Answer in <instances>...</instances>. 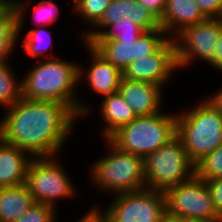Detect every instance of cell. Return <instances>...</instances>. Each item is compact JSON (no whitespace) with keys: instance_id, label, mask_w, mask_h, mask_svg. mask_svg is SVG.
Instances as JSON below:
<instances>
[{"instance_id":"cell-34","label":"cell","mask_w":222,"mask_h":222,"mask_svg":"<svg viewBox=\"0 0 222 222\" xmlns=\"http://www.w3.org/2000/svg\"><path fill=\"white\" fill-rule=\"evenodd\" d=\"M17 0H0V13L7 14L16 10Z\"/></svg>"},{"instance_id":"cell-27","label":"cell","mask_w":222,"mask_h":222,"mask_svg":"<svg viewBox=\"0 0 222 222\" xmlns=\"http://www.w3.org/2000/svg\"><path fill=\"white\" fill-rule=\"evenodd\" d=\"M58 210L48 204L34 203L28 211L15 222H60Z\"/></svg>"},{"instance_id":"cell-12","label":"cell","mask_w":222,"mask_h":222,"mask_svg":"<svg viewBox=\"0 0 222 222\" xmlns=\"http://www.w3.org/2000/svg\"><path fill=\"white\" fill-rule=\"evenodd\" d=\"M177 71L175 41L170 38L156 53L128 65L122 78L150 82L166 89L177 76Z\"/></svg>"},{"instance_id":"cell-2","label":"cell","mask_w":222,"mask_h":222,"mask_svg":"<svg viewBox=\"0 0 222 222\" xmlns=\"http://www.w3.org/2000/svg\"><path fill=\"white\" fill-rule=\"evenodd\" d=\"M35 61L22 75L23 98L63 103L80 118V121L95 112L91 101L89 103L86 97L82 98L78 93L79 62L76 59L71 61L58 56Z\"/></svg>"},{"instance_id":"cell-32","label":"cell","mask_w":222,"mask_h":222,"mask_svg":"<svg viewBox=\"0 0 222 222\" xmlns=\"http://www.w3.org/2000/svg\"><path fill=\"white\" fill-rule=\"evenodd\" d=\"M208 66L212 67V69L218 70L217 72L222 73V31L215 46L213 61Z\"/></svg>"},{"instance_id":"cell-11","label":"cell","mask_w":222,"mask_h":222,"mask_svg":"<svg viewBox=\"0 0 222 222\" xmlns=\"http://www.w3.org/2000/svg\"><path fill=\"white\" fill-rule=\"evenodd\" d=\"M170 37L160 27L144 31L134 42L115 39H92L89 44L121 72L132 62L156 53Z\"/></svg>"},{"instance_id":"cell-23","label":"cell","mask_w":222,"mask_h":222,"mask_svg":"<svg viewBox=\"0 0 222 222\" xmlns=\"http://www.w3.org/2000/svg\"><path fill=\"white\" fill-rule=\"evenodd\" d=\"M112 0H72L69 7L71 15L75 16L85 24L88 29L81 31L79 41L89 32L101 19L105 10L108 8ZM77 15V16H76Z\"/></svg>"},{"instance_id":"cell-25","label":"cell","mask_w":222,"mask_h":222,"mask_svg":"<svg viewBox=\"0 0 222 222\" xmlns=\"http://www.w3.org/2000/svg\"><path fill=\"white\" fill-rule=\"evenodd\" d=\"M195 175L203 181L222 178V144L195 164Z\"/></svg>"},{"instance_id":"cell-28","label":"cell","mask_w":222,"mask_h":222,"mask_svg":"<svg viewBox=\"0 0 222 222\" xmlns=\"http://www.w3.org/2000/svg\"><path fill=\"white\" fill-rule=\"evenodd\" d=\"M211 193L214 207L222 217V178L205 181Z\"/></svg>"},{"instance_id":"cell-33","label":"cell","mask_w":222,"mask_h":222,"mask_svg":"<svg viewBox=\"0 0 222 222\" xmlns=\"http://www.w3.org/2000/svg\"><path fill=\"white\" fill-rule=\"evenodd\" d=\"M205 98L222 113V87L219 86L212 93L207 94Z\"/></svg>"},{"instance_id":"cell-6","label":"cell","mask_w":222,"mask_h":222,"mask_svg":"<svg viewBox=\"0 0 222 222\" xmlns=\"http://www.w3.org/2000/svg\"><path fill=\"white\" fill-rule=\"evenodd\" d=\"M62 155L54 157H33L29 163L26 185L35 203L48 204L56 210L60 200H74L79 187L75 184L64 165ZM62 159V160H61ZM63 164V165H62ZM77 185V186H76Z\"/></svg>"},{"instance_id":"cell-9","label":"cell","mask_w":222,"mask_h":222,"mask_svg":"<svg viewBox=\"0 0 222 222\" xmlns=\"http://www.w3.org/2000/svg\"><path fill=\"white\" fill-rule=\"evenodd\" d=\"M111 202V203H110ZM105 209L108 222H160L166 214L164 191L144 188L113 195Z\"/></svg>"},{"instance_id":"cell-22","label":"cell","mask_w":222,"mask_h":222,"mask_svg":"<svg viewBox=\"0 0 222 222\" xmlns=\"http://www.w3.org/2000/svg\"><path fill=\"white\" fill-rule=\"evenodd\" d=\"M13 66L12 61H0V111L22 98V78L18 79Z\"/></svg>"},{"instance_id":"cell-5","label":"cell","mask_w":222,"mask_h":222,"mask_svg":"<svg viewBox=\"0 0 222 222\" xmlns=\"http://www.w3.org/2000/svg\"><path fill=\"white\" fill-rule=\"evenodd\" d=\"M162 110L150 116L136 117L107 139L118 149L145 158L177 135V113Z\"/></svg>"},{"instance_id":"cell-30","label":"cell","mask_w":222,"mask_h":222,"mask_svg":"<svg viewBox=\"0 0 222 222\" xmlns=\"http://www.w3.org/2000/svg\"><path fill=\"white\" fill-rule=\"evenodd\" d=\"M92 205V208L90 207L86 212H84L85 214L83 213V215H79V217L81 218L77 219L76 222H108L105 213L101 210V205Z\"/></svg>"},{"instance_id":"cell-20","label":"cell","mask_w":222,"mask_h":222,"mask_svg":"<svg viewBox=\"0 0 222 222\" xmlns=\"http://www.w3.org/2000/svg\"><path fill=\"white\" fill-rule=\"evenodd\" d=\"M35 203L26 184L0 188V222H15Z\"/></svg>"},{"instance_id":"cell-15","label":"cell","mask_w":222,"mask_h":222,"mask_svg":"<svg viewBox=\"0 0 222 222\" xmlns=\"http://www.w3.org/2000/svg\"><path fill=\"white\" fill-rule=\"evenodd\" d=\"M165 89L156 84L122 78L118 93L132 108L136 117L150 116L165 107Z\"/></svg>"},{"instance_id":"cell-14","label":"cell","mask_w":222,"mask_h":222,"mask_svg":"<svg viewBox=\"0 0 222 222\" xmlns=\"http://www.w3.org/2000/svg\"><path fill=\"white\" fill-rule=\"evenodd\" d=\"M123 19L131 20L144 31L160 28L159 21L136 0H112L100 21L85 34L81 41L89 43L110 25L117 24Z\"/></svg>"},{"instance_id":"cell-31","label":"cell","mask_w":222,"mask_h":222,"mask_svg":"<svg viewBox=\"0 0 222 222\" xmlns=\"http://www.w3.org/2000/svg\"><path fill=\"white\" fill-rule=\"evenodd\" d=\"M144 6L158 21L163 17L167 0H136Z\"/></svg>"},{"instance_id":"cell-10","label":"cell","mask_w":222,"mask_h":222,"mask_svg":"<svg viewBox=\"0 0 222 222\" xmlns=\"http://www.w3.org/2000/svg\"><path fill=\"white\" fill-rule=\"evenodd\" d=\"M221 31L222 20L210 18L188 26L178 33L173 39L179 70L188 69L193 64L195 66V62L200 60L208 66L213 61L215 46Z\"/></svg>"},{"instance_id":"cell-1","label":"cell","mask_w":222,"mask_h":222,"mask_svg":"<svg viewBox=\"0 0 222 222\" xmlns=\"http://www.w3.org/2000/svg\"><path fill=\"white\" fill-rule=\"evenodd\" d=\"M4 111V115L0 114V138L32 157L63 154L68 138L80 125V118L67 105L56 101L22 97Z\"/></svg>"},{"instance_id":"cell-8","label":"cell","mask_w":222,"mask_h":222,"mask_svg":"<svg viewBox=\"0 0 222 222\" xmlns=\"http://www.w3.org/2000/svg\"><path fill=\"white\" fill-rule=\"evenodd\" d=\"M166 214L185 221L222 222L205 181L194 175L164 191Z\"/></svg>"},{"instance_id":"cell-35","label":"cell","mask_w":222,"mask_h":222,"mask_svg":"<svg viewBox=\"0 0 222 222\" xmlns=\"http://www.w3.org/2000/svg\"><path fill=\"white\" fill-rule=\"evenodd\" d=\"M160 222H186L185 220L181 218H176L173 216H169L168 214H165Z\"/></svg>"},{"instance_id":"cell-3","label":"cell","mask_w":222,"mask_h":222,"mask_svg":"<svg viewBox=\"0 0 222 222\" xmlns=\"http://www.w3.org/2000/svg\"><path fill=\"white\" fill-rule=\"evenodd\" d=\"M102 141L106 154L96 158L87 168L89 183L98 190L95 193L105 192L103 196L109 197L146 188L144 158L121 151L108 139Z\"/></svg>"},{"instance_id":"cell-24","label":"cell","mask_w":222,"mask_h":222,"mask_svg":"<svg viewBox=\"0 0 222 222\" xmlns=\"http://www.w3.org/2000/svg\"><path fill=\"white\" fill-rule=\"evenodd\" d=\"M18 44V45H17ZM19 47L16 11L0 15V61H13ZM16 52V53H15Z\"/></svg>"},{"instance_id":"cell-17","label":"cell","mask_w":222,"mask_h":222,"mask_svg":"<svg viewBox=\"0 0 222 222\" xmlns=\"http://www.w3.org/2000/svg\"><path fill=\"white\" fill-rule=\"evenodd\" d=\"M32 158L27 151L0 138V188L26 184L27 169Z\"/></svg>"},{"instance_id":"cell-16","label":"cell","mask_w":222,"mask_h":222,"mask_svg":"<svg viewBox=\"0 0 222 222\" xmlns=\"http://www.w3.org/2000/svg\"><path fill=\"white\" fill-rule=\"evenodd\" d=\"M207 19L195 0H167L159 23L160 27L173 39L184 28Z\"/></svg>"},{"instance_id":"cell-37","label":"cell","mask_w":222,"mask_h":222,"mask_svg":"<svg viewBox=\"0 0 222 222\" xmlns=\"http://www.w3.org/2000/svg\"><path fill=\"white\" fill-rule=\"evenodd\" d=\"M219 19H221L222 20V10H221V13H220V18Z\"/></svg>"},{"instance_id":"cell-7","label":"cell","mask_w":222,"mask_h":222,"mask_svg":"<svg viewBox=\"0 0 222 222\" xmlns=\"http://www.w3.org/2000/svg\"><path fill=\"white\" fill-rule=\"evenodd\" d=\"M144 175L146 188L165 191L191 179L195 175V164L176 135L144 158Z\"/></svg>"},{"instance_id":"cell-19","label":"cell","mask_w":222,"mask_h":222,"mask_svg":"<svg viewBox=\"0 0 222 222\" xmlns=\"http://www.w3.org/2000/svg\"><path fill=\"white\" fill-rule=\"evenodd\" d=\"M34 1L35 0H17L15 11L18 17V32L25 30L28 17L32 20L31 23L34 24L31 28L40 26L50 27L58 21V17L61 15V9L55 0H38L36 3Z\"/></svg>"},{"instance_id":"cell-29","label":"cell","mask_w":222,"mask_h":222,"mask_svg":"<svg viewBox=\"0 0 222 222\" xmlns=\"http://www.w3.org/2000/svg\"><path fill=\"white\" fill-rule=\"evenodd\" d=\"M202 13L208 18H220L222 0H195Z\"/></svg>"},{"instance_id":"cell-21","label":"cell","mask_w":222,"mask_h":222,"mask_svg":"<svg viewBox=\"0 0 222 222\" xmlns=\"http://www.w3.org/2000/svg\"><path fill=\"white\" fill-rule=\"evenodd\" d=\"M26 30L27 32H18L19 41L21 42H19V46L23 49V54L30 56L29 59L34 60L58 57L56 54L51 53L54 51L53 45L55 42H53L54 39L49 26H40Z\"/></svg>"},{"instance_id":"cell-4","label":"cell","mask_w":222,"mask_h":222,"mask_svg":"<svg viewBox=\"0 0 222 222\" xmlns=\"http://www.w3.org/2000/svg\"><path fill=\"white\" fill-rule=\"evenodd\" d=\"M192 107L176 110L177 136L196 164L222 144V113L205 97Z\"/></svg>"},{"instance_id":"cell-13","label":"cell","mask_w":222,"mask_h":222,"mask_svg":"<svg viewBox=\"0 0 222 222\" xmlns=\"http://www.w3.org/2000/svg\"><path fill=\"white\" fill-rule=\"evenodd\" d=\"M87 52L90 62L79 61V88L86 83L87 88L97 97L118 92L122 72L101 56L89 43L80 42ZM88 63V66H87Z\"/></svg>"},{"instance_id":"cell-18","label":"cell","mask_w":222,"mask_h":222,"mask_svg":"<svg viewBox=\"0 0 222 222\" xmlns=\"http://www.w3.org/2000/svg\"><path fill=\"white\" fill-rule=\"evenodd\" d=\"M99 101L97 111L100 121L97 120V122H100L99 124L102 126L101 131H98L101 132L99 134L101 139H107L118 128L136 118L132 108L118 92L103 96Z\"/></svg>"},{"instance_id":"cell-36","label":"cell","mask_w":222,"mask_h":222,"mask_svg":"<svg viewBox=\"0 0 222 222\" xmlns=\"http://www.w3.org/2000/svg\"><path fill=\"white\" fill-rule=\"evenodd\" d=\"M186 222H214V221H199V220H188Z\"/></svg>"},{"instance_id":"cell-26","label":"cell","mask_w":222,"mask_h":222,"mask_svg":"<svg viewBox=\"0 0 222 222\" xmlns=\"http://www.w3.org/2000/svg\"><path fill=\"white\" fill-rule=\"evenodd\" d=\"M143 32L144 30L131 20L123 19L117 24L110 25L100 36H96L93 39L133 40L135 42Z\"/></svg>"}]
</instances>
